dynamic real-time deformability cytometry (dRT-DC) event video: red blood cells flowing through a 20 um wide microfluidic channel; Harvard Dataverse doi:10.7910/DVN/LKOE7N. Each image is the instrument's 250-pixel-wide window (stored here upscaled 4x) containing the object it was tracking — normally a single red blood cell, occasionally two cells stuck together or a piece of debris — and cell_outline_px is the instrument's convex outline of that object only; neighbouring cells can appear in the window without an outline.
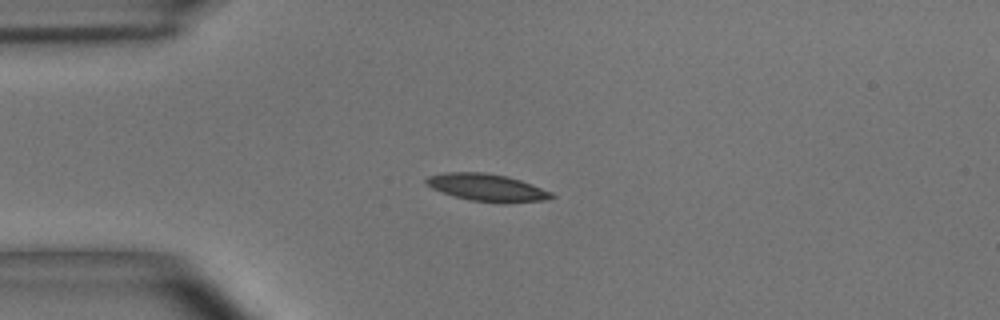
{"species": "common noctule bat (a hibernating species)", "species_latin": "Nyctalus noctula", "temperature_condition": "room temperature", "stored_images_in_passage": 12, "camera_frame_rate_fps": 3000, "um_per_image_px": 0.085, "animal": {"sex": "male", "body_mass_g": 15.6}, "frame": {"image": 1, "passage_image": 3, "time_ms": 0.667, "image_size_px": [1000, 320], "cell_outline_px": [[556, 196], [544, 200], [508, 204], [504, 204], [472, 200], [456, 196], [432, 188], [424, 184], [424, 180], [428, 176], [444, 172], [484, 172], [508, 176], [532, 184], [552, 192]], "centroid_in_image_um": [41.42, 15.94], "position_along_channel_um": 43.6, "area_um2": 20.11}}
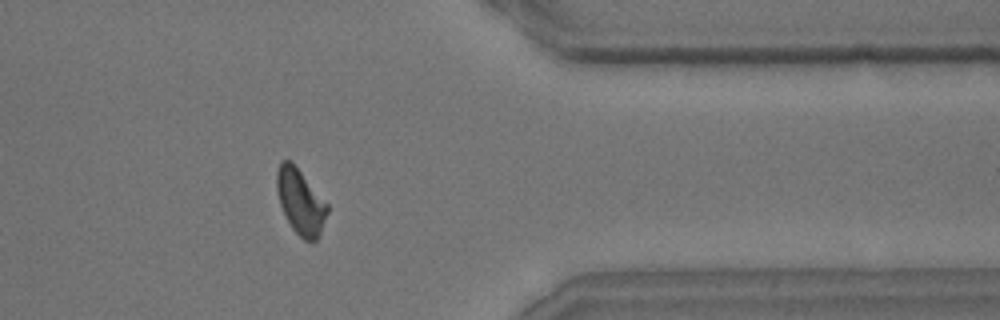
{"frame": {"image": 2, "passage_image": 12, "time_ms": 3.667, "image_size_px": [1000, 320], "cell_outline_px": [[328, 212], [320, 232], [316, 240], [304, 240], [292, 228], [280, 204], [276, 188], [276, 172], [280, 160], [292, 160], [328, 204]], "centroid_in_image_um": [25.53, 17.08], "position_along_channel_um": 385.9, "area_um2": 19.13}}